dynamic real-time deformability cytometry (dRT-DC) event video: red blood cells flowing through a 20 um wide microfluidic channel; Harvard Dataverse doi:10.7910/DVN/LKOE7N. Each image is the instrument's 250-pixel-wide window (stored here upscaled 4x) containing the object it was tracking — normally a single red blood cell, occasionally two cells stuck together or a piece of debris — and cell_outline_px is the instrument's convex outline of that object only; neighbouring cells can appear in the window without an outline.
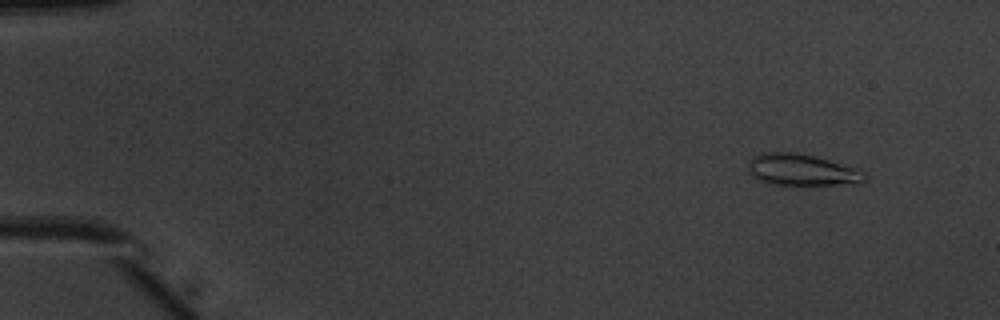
{"species": "common noctule bat (a hibernating species)", "species_latin": "Nyctalus noctula", "temperature_condition": "warm", "stored_images_in_passage": 51, "camera_frame_rate_fps": 3000, "um_per_image_px": 0.085, "animal": {"sex": "male", "body_mass_g": 20.1, "forearm_length_mm": 53.5}, "frame": {"image": 1, "passage_image": 4, "time_ms": 1.0, "image_size_px": [1000, 320], "cell_outline_px": [[868, 180], [860, 184], [792, 188], [768, 184], [752, 176], [748, 168], [752, 156], [764, 152], [792, 152], [812, 156], [828, 160], [856, 168], [864, 172], [868, 176]], "centroid_in_image_um": [68.21, 14.52], "position_along_channel_um": 16.8, "area_um2": 22.6}}
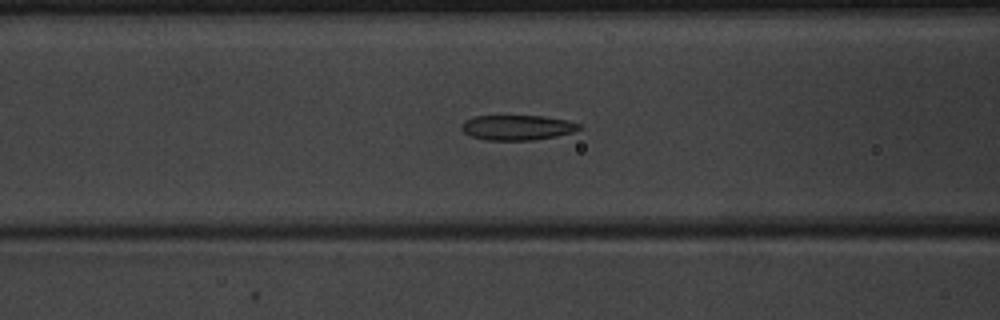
{"frame": {"image": 2, "passage_image": 21, "time_ms": 6.667, "image_size_px": [1000, 320], "cell_outline_px": [[584, 128], [572, 132], [556, 136], [532, 140], [484, 140], [472, 136], [464, 132], [460, 128], [460, 124], [464, 120], [472, 116], [544, 116], [568, 120], [580, 124]], "centroid_in_image_um": [43.96, 10.83], "position_along_channel_um": 122.6, "area_um2": 17.34}}
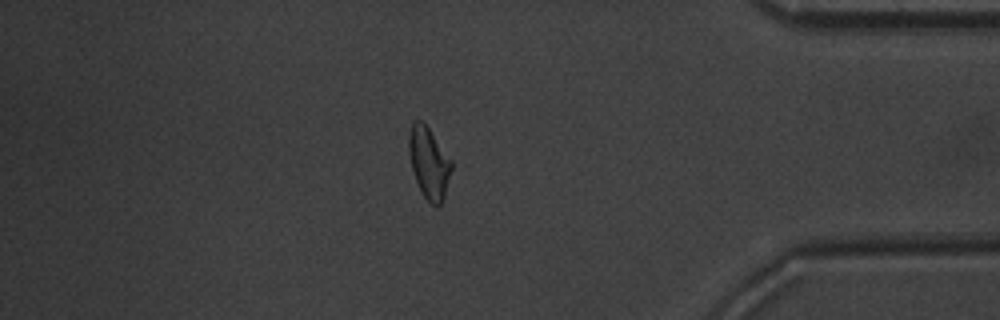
{"frame": {"image": 3, "passage_image": 44, "time_ms": 14.333, "image_size_px": [1000, 320], "cell_outline_px": [[452, 168], [444, 196], [440, 204], [436, 208], [424, 196], [416, 180], [412, 168], [408, 148], [408, 136], [412, 124], [416, 120], [420, 120], [428, 128], [452, 160]], "centroid_in_image_um": [36.46, 13.84], "position_along_channel_um": 398.7, "area_um2": 17.34}, "authors_computed_cell_mechanics": {"area_um2": 17.8024, "velocity_mm_per_s": 3.9741, "shape_relaxation_time_tau1_ms": 5.6902, "shape_relaxation_time_tau2_ms": 1.999, "deformation_change_tau1": 0.1706, "deformation_change_tau2": 0.103}}